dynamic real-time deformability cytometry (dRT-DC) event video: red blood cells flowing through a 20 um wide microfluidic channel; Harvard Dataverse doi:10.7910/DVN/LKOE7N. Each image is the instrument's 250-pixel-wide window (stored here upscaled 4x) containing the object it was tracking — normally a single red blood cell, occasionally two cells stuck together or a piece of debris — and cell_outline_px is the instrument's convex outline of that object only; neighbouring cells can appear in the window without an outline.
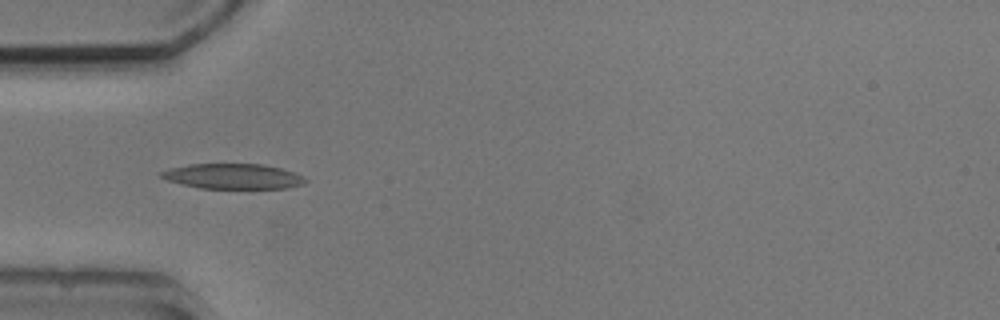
{"species": "common noctule bat (a hibernating species)", "species_latin": "Nyctalus noctula", "temperature_condition": "cold", "stored_images_in_passage": 7, "camera_frame_rate_fps": 3000, "um_per_image_px": 0.085, "animal": {"sex": "male", "body_mass_g": 20.5, "forearm_length_mm": 52.5}, "frame": {"image": 1, "passage_image": 2, "time_ms": 1.333, "image_size_px": [1000, 320], "cell_outline_px": [[308, 180], [304, 184], [284, 188], [200, 188], [168, 180], [160, 176], [160, 172], [168, 168], [188, 164], [264, 164], [280, 168], [292, 172]], "centroid_in_image_um": [19.78, 14.98], "position_along_channel_um": 65.2, "area_um2": 20.92}}